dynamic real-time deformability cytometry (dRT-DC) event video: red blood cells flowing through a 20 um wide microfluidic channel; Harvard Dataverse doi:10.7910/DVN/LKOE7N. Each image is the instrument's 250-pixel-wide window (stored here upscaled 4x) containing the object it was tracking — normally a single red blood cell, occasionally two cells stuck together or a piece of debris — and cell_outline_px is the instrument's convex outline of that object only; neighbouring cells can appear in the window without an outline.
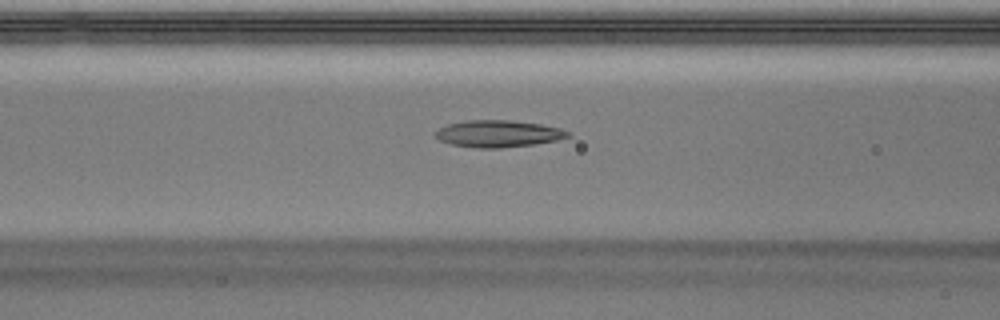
{"species": "Egyptian fruit bat (a non-hibernating species)", "species_latin": "Rousettus aegyptiacus", "temperature_condition": "warm", "stored_images_in_passage": 12, "camera_frame_rate_fps": 3000, "um_per_image_px": 0.085, "animal": {"sex": "male"}, "frame": {"image": 1, "passage_image": 10, "time_ms": 3.0, "image_size_px": [1000, 320], "cell_outline_px": [[572, 136], [556, 140], [536, 144], [500, 148], [476, 148], [448, 144], [440, 140], [432, 132], [448, 124], [464, 120], [508, 120], [540, 124], [560, 128], [572, 132]], "centroid_in_image_um": [42.35, 11.37], "position_along_channel_um": 124.3, "area_um2": 20.98}}